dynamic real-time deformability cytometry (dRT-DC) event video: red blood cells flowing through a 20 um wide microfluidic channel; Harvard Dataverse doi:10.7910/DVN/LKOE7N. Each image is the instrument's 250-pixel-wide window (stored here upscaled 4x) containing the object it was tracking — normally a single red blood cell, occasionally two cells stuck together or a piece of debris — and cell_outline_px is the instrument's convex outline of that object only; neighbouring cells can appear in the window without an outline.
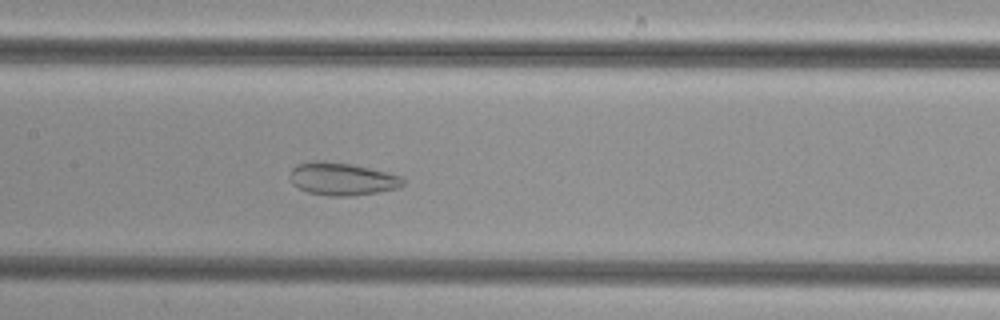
{"species": "common noctule bat (a hibernating species)", "species_latin": "Nyctalus noctula", "temperature_condition": "cold", "stored_images_in_passage": 46, "camera_frame_rate_fps": 3000, "um_per_image_px": 0.085, "animal": {"sex": "female", "body_mass_g": 29.2, "forearm_length_mm": 56.3}, "frame": {"image": 1, "passage_image": 20, "time_ms": 6.333, "image_size_px": [1000, 320], "cell_outline_px": [[404, 184], [396, 188], [376, 192], [352, 196], [328, 196], [308, 192], [292, 184], [288, 176], [292, 168], [296, 164], [316, 160], [352, 164], [388, 172], [400, 176], [404, 180]], "centroid_in_image_um": [29.03, 15.2], "position_along_channel_um": 178.4, "area_um2": 21.56}}
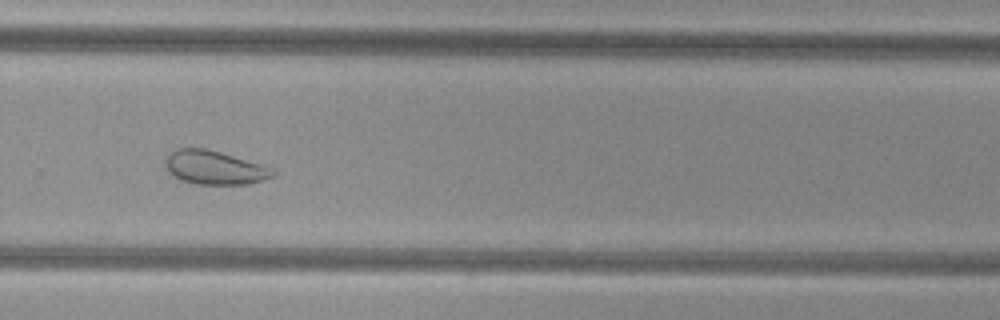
{"frame": {"image": 2, "passage_image": 30, "time_ms": 9.667, "image_size_px": [1000, 320], "cell_outline_px": [[276, 172], [272, 176], [248, 184], [196, 184], [184, 180], [176, 176], [168, 168], [164, 160], [168, 152], [176, 148], [204, 148], [220, 152], [260, 164]], "centroid_in_image_um": [18.19, 14.22], "position_along_channel_um": 311.6, "area_um2": 20.58}}
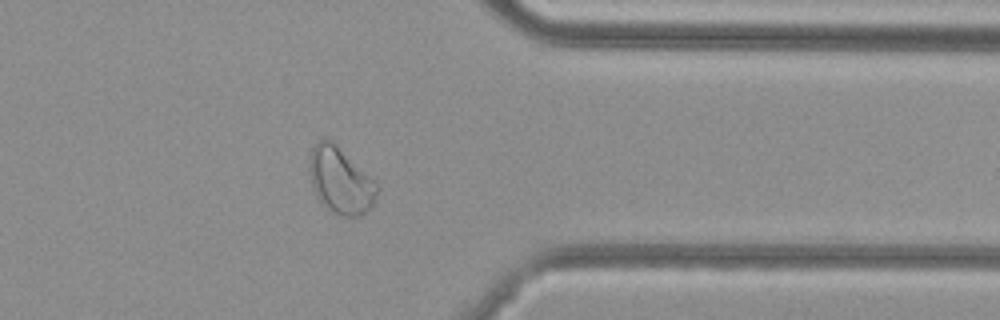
{"frame": {"image": 3, "passage_image": 36, "time_ms": 11.667, "image_size_px": [1000, 320], "cell_outline_px": [[380, 188], [376, 200], [360, 216], [340, 216], [328, 212], [320, 204], [312, 192], [308, 168], [308, 164], [312, 148], [324, 136], [332, 140], [376, 180]], "centroid_in_image_um": [28.91, 15.36], "position_along_channel_um": 382.5, "area_um2": 27.11}}